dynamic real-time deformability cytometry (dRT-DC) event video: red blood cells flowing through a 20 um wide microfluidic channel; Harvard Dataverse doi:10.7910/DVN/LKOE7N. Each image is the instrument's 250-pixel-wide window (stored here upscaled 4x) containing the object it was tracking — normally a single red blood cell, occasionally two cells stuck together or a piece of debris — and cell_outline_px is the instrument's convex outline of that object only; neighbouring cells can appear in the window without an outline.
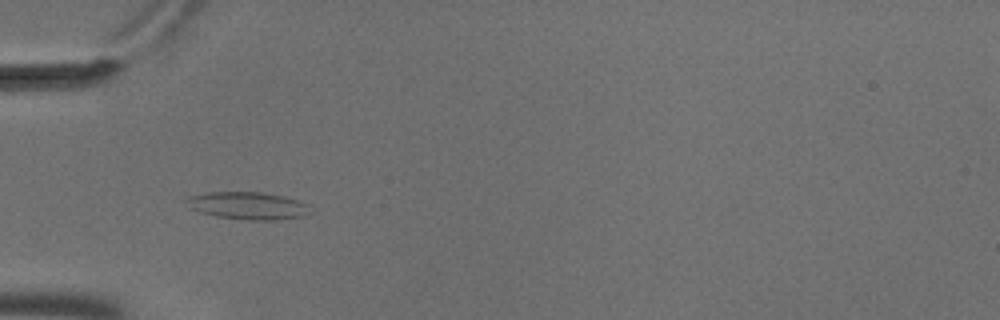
{"species": "common noctule bat (a hibernating species)", "species_latin": "Nyctalus noctula", "temperature_condition": "cold", "stored_images_in_passage": 7, "camera_frame_rate_fps": 3000, "um_per_image_px": 0.085, "animal": {"sex": "male", "body_mass_g": 18.8}, "frame": {"image": 1, "passage_image": 6, "time_ms": 1.667, "image_size_px": [1000, 320], "cell_outline_px": [[312, 212], [300, 216], [276, 220], [248, 220], [216, 216], [200, 212], [188, 208], [184, 200], [188, 196], [208, 192], [264, 192], [284, 196], [300, 200], [308, 204]], "centroid_in_image_um": [21.05, 17.47], "position_along_channel_um": 63.9, "area_um2": 20.06}}